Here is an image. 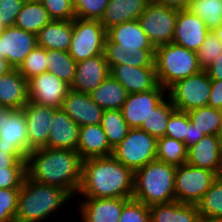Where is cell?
<instances>
[{"label": "cell", "mask_w": 222, "mask_h": 222, "mask_svg": "<svg viewBox=\"0 0 222 222\" xmlns=\"http://www.w3.org/2000/svg\"><path fill=\"white\" fill-rule=\"evenodd\" d=\"M12 69V67L8 64L7 60L4 58H0V76L6 74Z\"/></svg>", "instance_id": "53"}, {"label": "cell", "mask_w": 222, "mask_h": 222, "mask_svg": "<svg viewBox=\"0 0 222 222\" xmlns=\"http://www.w3.org/2000/svg\"><path fill=\"white\" fill-rule=\"evenodd\" d=\"M213 33L217 36L219 41L222 43V23L213 30Z\"/></svg>", "instance_id": "55"}, {"label": "cell", "mask_w": 222, "mask_h": 222, "mask_svg": "<svg viewBox=\"0 0 222 222\" xmlns=\"http://www.w3.org/2000/svg\"><path fill=\"white\" fill-rule=\"evenodd\" d=\"M217 176L211 170L197 168L187 163L176 166L174 179L176 201L197 204Z\"/></svg>", "instance_id": "9"}, {"label": "cell", "mask_w": 222, "mask_h": 222, "mask_svg": "<svg viewBox=\"0 0 222 222\" xmlns=\"http://www.w3.org/2000/svg\"><path fill=\"white\" fill-rule=\"evenodd\" d=\"M150 222H196L200 216L196 204L174 201L149 207Z\"/></svg>", "instance_id": "29"}, {"label": "cell", "mask_w": 222, "mask_h": 222, "mask_svg": "<svg viewBox=\"0 0 222 222\" xmlns=\"http://www.w3.org/2000/svg\"><path fill=\"white\" fill-rule=\"evenodd\" d=\"M219 111H220V115H221L219 136L222 138V108L219 109Z\"/></svg>", "instance_id": "56"}, {"label": "cell", "mask_w": 222, "mask_h": 222, "mask_svg": "<svg viewBox=\"0 0 222 222\" xmlns=\"http://www.w3.org/2000/svg\"><path fill=\"white\" fill-rule=\"evenodd\" d=\"M177 15V9L150 2L137 20L154 48H157L172 42Z\"/></svg>", "instance_id": "10"}, {"label": "cell", "mask_w": 222, "mask_h": 222, "mask_svg": "<svg viewBox=\"0 0 222 222\" xmlns=\"http://www.w3.org/2000/svg\"><path fill=\"white\" fill-rule=\"evenodd\" d=\"M26 167V159L16 149L0 148V169Z\"/></svg>", "instance_id": "48"}, {"label": "cell", "mask_w": 222, "mask_h": 222, "mask_svg": "<svg viewBox=\"0 0 222 222\" xmlns=\"http://www.w3.org/2000/svg\"><path fill=\"white\" fill-rule=\"evenodd\" d=\"M154 64L158 83L165 89L202 70L195 51L173 42L155 48Z\"/></svg>", "instance_id": "5"}, {"label": "cell", "mask_w": 222, "mask_h": 222, "mask_svg": "<svg viewBox=\"0 0 222 222\" xmlns=\"http://www.w3.org/2000/svg\"><path fill=\"white\" fill-rule=\"evenodd\" d=\"M24 0H0V19L6 27L14 26Z\"/></svg>", "instance_id": "47"}, {"label": "cell", "mask_w": 222, "mask_h": 222, "mask_svg": "<svg viewBox=\"0 0 222 222\" xmlns=\"http://www.w3.org/2000/svg\"><path fill=\"white\" fill-rule=\"evenodd\" d=\"M175 110L176 108L172 105L168 96H166L155 108H153L152 113L147 120H144L140 129L146 131L156 139L164 137L170 115Z\"/></svg>", "instance_id": "32"}, {"label": "cell", "mask_w": 222, "mask_h": 222, "mask_svg": "<svg viewBox=\"0 0 222 222\" xmlns=\"http://www.w3.org/2000/svg\"><path fill=\"white\" fill-rule=\"evenodd\" d=\"M77 151L81 159L85 160L110 156L113 153V148L110 146L101 124H96L79 128Z\"/></svg>", "instance_id": "25"}, {"label": "cell", "mask_w": 222, "mask_h": 222, "mask_svg": "<svg viewBox=\"0 0 222 222\" xmlns=\"http://www.w3.org/2000/svg\"><path fill=\"white\" fill-rule=\"evenodd\" d=\"M28 99L33 103L61 108L70 85L50 72H44L28 80Z\"/></svg>", "instance_id": "12"}, {"label": "cell", "mask_w": 222, "mask_h": 222, "mask_svg": "<svg viewBox=\"0 0 222 222\" xmlns=\"http://www.w3.org/2000/svg\"><path fill=\"white\" fill-rule=\"evenodd\" d=\"M22 109L26 115L29 154L32 150L47 147L51 120L58 108L28 101Z\"/></svg>", "instance_id": "14"}, {"label": "cell", "mask_w": 222, "mask_h": 222, "mask_svg": "<svg viewBox=\"0 0 222 222\" xmlns=\"http://www.w3.org/2000/svg\"><path fill=\"white\" fill-rule=\"evenodd\" d=\"M195 128L204 135H217L220 132V111L209 106L200 107L187 112Z\"/></svg>", "instance_id": "35"}, {"label": "cell", "mask_w": 222, "mask_h": 222, "mask_svg": "<svg viewBox=\"0 0 222 222\" xmlns=\"http://www.w3.org/2000/svg\"><path fill=\"white\" fill-rule=\"evenodd\" d=\"M127 95L126 89L111 75L90 93L91 99L104 110H121Z\"/></svg>", "instance_id": "30"}, {"label": "cell", "mask_w": 222, "mask_h": 222, "mask_svg": "<svg viewBox=\"0 0 222 222\" xmlns=\"http://www.w3.org/2000/svg\"><path fill=\"white\" fill-rule=\"evenodd\" d=\"M110 75L126 89L128 94L145 92L159 85L155 67L114 65L110 68Z\"/></svg>", "instance_id": "21"}, {"label": "cell", "mask_w": 222, "mask_h": 222, "mask_svg": "<svg viewBox=\"0 0 222 222\" xmlns=\"http://www.w3.org/2000/svg\"><path fill=\"white\" fill-rule=\"evenodd\" d=\"M134 172L112 155L82 161L77 195L89 198H132Z\"/></svg>", "instance_id": "2"}, {"label": "cell", "mask_w": 222, "mask_h": 222, "mask_svg": "<svg viewBox=\"0 0 222 222\" xmlns=\"http://www.w3.org/2000/svg\"><path fill=\"white\" fill-rule=\"evenodd\" d=\"M106 37L107 30L100 20L75 18L68 53L76 62L104 55Z\"/></svg>", "instance_id": "8"}, {"label": "cell", "mask_w": 222, "mask_h": 222, "mask_svg": "<svg viewBox=\"0 0 222 222\" xmlns=\"http://www.w3.org/2000/svg\"><path fill=\"white\" fill-rule=\"evenodd\" d=\"M51 20L41 2H25L14 26L37 35Z\"/></svg>", "instance_id": "31"}, {"label": "cell", "mask_w": 222, "mask_h": 222, "mask_svg": "<svg viewBox=\"0 0 222 222\" xmlns=\"http://www.w3.org/2000/svg\"><path fill=\"white\" fill-rule=\"evenodd\" d=\"M221 53L222 43L213 31H210L203 44L196 51L200 68L202 70L208 68V66H210Z\"/></svg>", "instance_id": "40"}, {"label": "cell", "mask_w": 222, "mask_h": 222, "mask_svg": "<svg viewBox=\"0 0 222 222\" xmlns=\"http://www.w3.org/2000/svg\"><path fill=\"white\" fill-rule=\"evenodd\" d=\"M6 26L3 24V22L0 19V35L5 31Z\"/></svg>", "instance_id": "57"}, {"label": "cell", "mask_w": 222, "mask_h": 222, "mask_svg": "<svg viewBox=\"0 0 222 222\" xmlns=\"http://www.w3.org/2000/svg\"><path fill=\"white\" fill-rule=\"evenodd\" d=\"M150 1L177 10H186L188 9L190 4V0H150Z\"/></svg>", "instance_id": "52"}, {"label": "cell", "mask_w": 222, "mask_h": 222, "mask_svg": "<svg viewBox=\"0 0 222 222\" xmlns=\"http://www.w3.org/2000/svg\"><path fill=\"white\" fill-rule=\"evenodd\" d=\"M101 126L113 149L126 137L130 130L121 110H104Z\"/></svg>", "instance_id": "34"}, {"label": "cell", "mask_w": 222, "mask_h": 222, "mask_svg": "<svg viewBox=\"0 0 222 222\" xmlns=\"http://www.w3.org/2000/svg\"><path fill=\"white\" fill-rule=\"evenodd\" d=\"M196 205L201 215L222 219V177L220 175Z\"/></svg>", "instance_id": "38"}, {"label": "cell", "mask_w": 222, "mask_h": 222, "mask_svg": "<svg viewBox=\"0 0 222 222\" xmlns=\"http://www.w3.org/2000/svg\"><path fill=\"white\" fill-rule=\"evenodd\" d=\"M187 10L204 21L210 31L222 23V0H190Z\"/></svg>", "instance_id": "36"}, {"label": "cell", "mask_w": 222, "mask_h": 222, "mask_svg": "<svg viewBox=\"0 0 222 222\" xmlns=\"http://www.w3.org/2000/svg\"><path fill=\"white\" fill-rule=\"evenodd\" d=\"M61 109L80 127L101 124L104 109L98 106L90 94L70 89Z\"/></svg>", "instance_id": "19"}, {"label": "cell", "mask_w": 222, "mask_h": 222, "mask_svg": "<svg viewBox=\"0 0 222 222\" xmlns=\"http://www.w3.org/2000/svg\"><path fill=\"white\" fill-rule=\"evenodd\" d=\"M208 106L217 109L222 108V80L211 81Z\"/></svg>", "instance_id": "49"}, {"label": "cell", "mask_w": 222, "mask_h": 222, "mask_svg": "<svg viewBox=\"0 0 222 222\" xmlns=\"http://www.w3.org/2000/svg\"><path fill=\"white\" fill-rule=\"evenodd\" d=\"M118 222H150L149 206L133 198L124 205Z\"/></svg>", "instance_id": "42"}, {"label": "cell", "mask_w": 222, "mask_h": 222, "mask_svg": "<svg viewBox=\"0 0 222 222\" xmlns=\"http://www.w3.org/2000/svg\"><path fill=\"white\" fill-rule=\"evenodd\" d=\"M47 147L77 150L79 128L61 108H58L52 118Z\"/></svg>", "instance_id": "23"}, {"label": "cell", "mask_w": 222, "mask_h": 222, "mask_svg": "<svg viewBox=\"0 0 222 222\" xmlns=\"http://www.w3.org/2000/svg\"><path fill=\"white\" fill-rule=\"evenodd\" d=\"M48 58L47 50L36 46L26 57L21 65L17 68L20 74L28 81L47 71Z\"/></svg>", "instance_id": "39"}, {"label": "cell", "mask_w": 222, "mask_h": 222, "mask_svg": "<svg viewBox=\"0 0 222 222\" xmlns=\"http://www.w3.org/2000/svg\"><path fill=\"white\" fill-rule=\"evenodd\" d=\"M82 161L77 150L38 148L26 157V176L37 183L65 189L75 197L82 181Z\"/></svg>", "instance_id": "1"}, {"label": "cell", "mask_w": 222, "mask_h": 222, "mask_svg": "<svg viewBox=\"0 0 222 222\" xmlns=\"http://www.w3.org/2000/svg\"><path fill=\"white\" fill-rule=\"evenodd\" d=\"M25 2H41V0H24Z\"/></svg>", "instance_id": "58"}, {"label": "cell", "mask_w": 222, "mask_h": 222, "mask_svg": "<svg viewBox=\"0 0 222 222\" xmlns=\"http://www.w3.org/2000/svg\"><path fill=\"white\" fill-rule=\"evenodd\" d=\"M176 166L155 159L134 171L133 199L147 206L176 201Z\"/></svg>", "instance_id": "4"}, {"label": "cell", "mask_w": 222, "mask_h": 222, "mask_svg": "<svg viewBox=\"0 0 222 222\" xmlns=\"http://www.w3.org/2000/svg\"><path fill=\"white\" fill-rule=\"evenodd\" d=\"M196 222H222L221 218H214V217H208V216H204L201 215L199 216V218L197 219Z\"/></svg>", "instance_id": "54"}, {"label": "cell", "mask_w": 222, "mask_h": 222, "mask_svg": "<svg viewBox=\"0 0 222 222\" xmlns=\"http://www.w3.org/2000/svg\"><path fill=\"white\" fill-rule=\"evenodd\" d=\"M186 163L219 175L222 168V138L217 135H205L187 149Z\"/></svg>", "instance_id": "18"}, {"label": "cell", "mask_w": 222, "mask_h": 222, "mask_svg": "<svg viewBox=\"0 0 222 222\" xmlns=\"http://www.w3.org/2000/svg\"><path fill=\"white\" fill-rule=\"evenodd\" d=\"M188 132V115L187 112L175 110L169 118L166 126L165 136L176 139L184 143L185 136Z\"/></svg>", "instance_id": "45"}, {"label": "cell", "mask_w": 222, "mask_h": 222, "mask_svg": "<svg viewBox=\"0 0 222 222\" xmlns=\"http://www.w3.org/2000/svg\"><path fill=\"white\" fill-rule=\"evenodd\" d=\"M157 139L140 128H130L112 156L133 172L156 159Z\"/></svg>", "instance_id": "7"}, {"label": "cell", "mask_w": 222, "mask_h": 222, "mask_svg": "<svg viewBox=\"0 0 222 222\" xmlns=\"http://www.w3.org/2000/svg\"><path fill=\"white\" fill-rule=\"evenodd\" d=\"M211 81L222 80V53L205 69Z\"/></svg>", "instance_id": "51"}, {"label": "cell", "mask_w": 222, "mask_h": 222, "mask_svg": "<svg viewBox=\"0 0 222 222\" xmlns=\"http://www.w3.org/2000/svg\"><path fill=\"white\" fill-rule=\"evenodd\" d=\"M104 56L109 69L114 65L155 67V49L120 47L114 42H105Z\"/></svg>", "instance_id": "22"}, {"label": "cell", "mask_w": 222, "mask_h": 222, "mask_svg": "<svg viewBox=\"0 0 222 222\" xmlns=\"http://www.w3.org/2000/svg\"><path fill=\"white\" fill-rule=\"evenodd\" d=\"M26 176V167L0 169V189L20 188Z\"/></svg>", "instance_id": "46"}, {"label": "cell", "mask_w": 222, "mask_h": 222, "mask_svg": "<svg viewBox=\"0 0 222 222\" xmlns=\"http://www.w3.org/2000/svg\"><path fill=\"white\" fill-rule=\"evenodd\" d=\"M167 96V89L158 85L155 89L128 94L121 111L130 128H140L155 108Z\"/></svg>", "instance_id": "13"}, {"label": "cell", "mask_w": 222, "mask_h": 222, "mask_svg": "<svg viewBox=\"0 0 222 222\" xmlns=\"http://www.w3.org/2000/svg\"><path fill=\"white\" fill-rule=\"evenodd\" d=\"M48 68L50 72L71 86L76 71V61L66 51L47 50Z\"/></svg>", "instance_id": "33"}, {"label": "cell", "mask_w": 222, "mask_h": 222, "mask_svg": "<svg viewBox=\"0 0 222 222\" xmlns=\"http://www.w3.org/2000/svg\"><path fill=\"white\" fill-rule=\"evenodd\" d=\"M205 135L203 132H199L193 123L190 121L188 116V132L187 136H185L184 144L185 147L188 149L192 145L196 144L201 138H203Z\"/></svg>", "instance_id": "50"}, {"label": "cell", "mask_w": 222, "mask_h": 222, "mask_svg": "<svg viewBox=\"0 0 222 222\" xmlns=\"http://www.w3.org/2000/svg\"><path fill=\"white\" fill-rule=\"evenodd\" d=\"M52 20H74L73 0H41Z\"/></svg>", "instance_id": "44"}, {"label": "cell", "mask_w": 222, "mask_h": 222, "mask_svg": "<svg viewBox=\"0 0 222 222\" xmlns=\"http://www.w3.org/2000/svg\"><path fill=\"white\" fill-rule=\"evenodd\" d=\"M86 198V199H85ZM131 198L78 199L79 218L82 222H118L123 205ZM81 200V202H79Z\"/></svg>", "instance_id": "17"}, {"label": "cell", "mask_w": 222, "mask_h": 222, "mask_svg": "<svg viewBox=\"0 0 222 222\" xmlns=\"http://www.w3.org/2000/svg\"><path fill=\"white\" fill-rule=\"evenodd\" d=\"M210 30L204 21L189 10H178L172 42L186 49L197 51Z\"/></svg>", "instance_id": "16"}, {"label": "cell", "mask_w": 222, "mask_h": 222, "mask_svg": "<svg viewBox=\"0 0 222 222\" xmlns=\"http://www.w3.org/2000/svg\"><path fill=\"white\" fill-rule=\"evenodd\" d=\"M36 46L37 35L9 26L0 35V58L6 59L12 68H18Z\"/></svg>", "instance_id": "15"}, {"label": "cell", "mask_w": 222, "mask_h": 222, "mask_svg": "<svg viewBox=\"0 0 222 222\" xmlns=\"http://www.w3.org/2000/svg\"><path fill=\"white\" fill-rule=\"evenodd\" d=\"M109 0H73L76 18L101 20Z\"/></svg>", "instance_id": "41"}, {"label": "cell", "mask_w": 222, "mask_h": 222, "mask_svg": "<svg viewBox=\"0 0 222 222\" xmlns=\"http://www.w3.org/2000/svg\"><path fill=\"white\" fill-rule=\"evenodd\" d=\"M150 2V0H109L100 22L108 30L112 26L137 20Z\"/></svg>", "instance_id": "26"}, {"label": "cell", "mask_w": 222, "mask_h": 222, "mask_svg": "<svg viewBox=\"0 0 222 222\" xmlns=\"http://www.w3.org/2000/svg\"><path fill=\"white\" fill-rule=\"evenodd\" d=\"M72 33L73 20H51L37 34V46L68 52Z\"/></svg>", "instance_id": "27"}, {"label": "cell", "mask_w": 222, "mask_h": 222, "mask_svg": "<svg viewBox=\"0 0 222 222\" xmlns=\"http://www.w3.org/2000/svg\"><path fill=\"white\" fill-rule=\"evenodd\" d=\"M156 159L165 163L180 166L186 163L187 148L185 144L167 136L157 139Z\"/></svg>", "instance_id": "37"}, {"label": "cell", "mask_w": 222, "mask_h": 222, "mask_svg": "<svg viewBox=\"0 0 222 222\" xmlns=\"http://www.w3.org/2000/svg\"><path fill=\"white\" fill-rule=\"evenodd\" d=\"M110 69L104 55H97L76 63L74 80L70 86L72 90L90 94L108 76Z\"/></svg>", "instance_id": "20"}, {"label": "cell", "mask_w": 222, "mask_h": 222, "mask_svg": "<svg viewBox=\"0 0 222 222\" xmlns=\"http://www.w3.org/2000/svg\"><path fill=\"white\" fill-rule=\"evenodd\" d=\"M211 79L205 70L174 82L167 88V96L178 111L188 112L208 106Z\"/></svg>", "instance_id": "6"}, {"label": "cell", "mask_w": 222, "mask_h": 222, "mask_svg": "<svg viewBox=\"0 0 222 222\" xmlns=\"http://www.w3.org/2000/svg\"><path fill=\"white\" fill-rule=\"evenodd\" d=\"M0 148L16 149L26 159L28 137L23 109L0 107Z\"/></svg>", "instance_id": "11"}, {"label": "cell", "mask_w": 222, "mask_h": 222, "mask_svg": "<svg viewBox=\"0 0 222 222\" xmlns=\"http://www.w3.org/2000/svg\"><path fill=\"white\" fill-rule=\"evenodd\" d=\"M28 81L17 68L0 76V107L22 109L29 101Z\"/></svg>", "instance_id": "24"}, {"label": "cell", "mask_w": 222, "mask_h": 222, "mask_svg": "<svg viewBox=\"0 0 222 222\" xmlns=\"http://www.w3.org/2000/svg\"><path fill=\"white\" fill-rule=\"evenodd\" d=\"M105 42H114L120 47L155 49L138 20L112 26L107 30Z\"/></svg>", "instance_id": "28"}, {"label": "cell", "mask_w": 222, "mask_h": 222, "mask_svg": "<svg viewBox=\"0 0 222 222\" xmlns=\"http://www.w3.org/2000/svg\"><path fill=\"white\" fill-rule=\"evenodd\" d=\"M20 188L0 189V222H15Z\"/></svg>", "instance_id": "43"}, {"label": "cell", "mask_w": 222, "mask_h": 222, "mask_svg": "<svg viewBox=\"0 0 222 222\" xmlns=\"http://www.w3.org/2000/svg\"><path fill=\"white\" fill-rule=\"evenodd\" d=\"M71 199L74 197L67 190L37 183L25 176L18 194L15 222L50 221L51 215Z\"/></svg>", "instance_id": "3"}]
</instances>
